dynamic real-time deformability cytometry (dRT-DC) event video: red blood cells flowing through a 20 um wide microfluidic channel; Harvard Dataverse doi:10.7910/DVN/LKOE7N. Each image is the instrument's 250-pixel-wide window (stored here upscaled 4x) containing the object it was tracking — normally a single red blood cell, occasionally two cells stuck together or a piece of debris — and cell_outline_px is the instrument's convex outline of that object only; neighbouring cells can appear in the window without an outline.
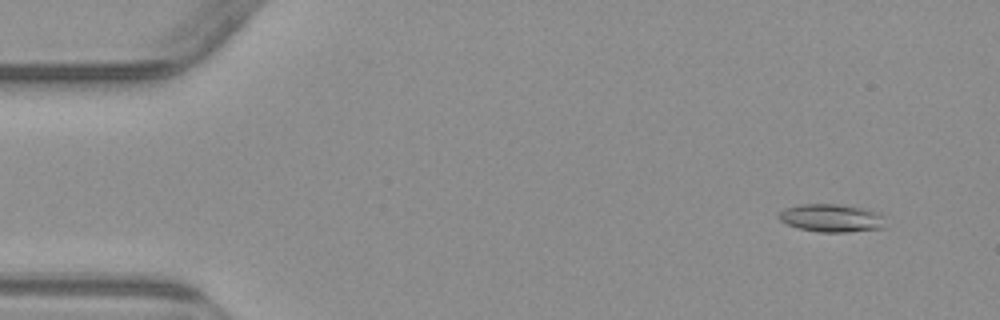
{"species": "common noctule bat (a hibernating species)", "species_latin": "Nyctalus noctula", "temperature_condition": "warm", "stored_images_in_passage": 5, "camera_frame_rate_fps": 3000, "um_per_image_px": 0.085, "animal": {"sex": "male", "body_mass_g": 23.1, "forearm_length_mm": 52.7}, "frame": {"image": 1, "passage_image": 2, "time_ms": 1.0, "image_size_px": [1000, 320], "cell_outline_px": [[888, 228], [848, 232], [820, 232], [800, 228], [788, 224], [780, 220], [776, 216], [784, 208], [800, 204], [840, 204], [868, 208], [880, 212], [884, 216]], "centroid_in_image_um": [70.77, 18.52], "position_along_channel_um": 14.2, "area_um2": 17.86}}